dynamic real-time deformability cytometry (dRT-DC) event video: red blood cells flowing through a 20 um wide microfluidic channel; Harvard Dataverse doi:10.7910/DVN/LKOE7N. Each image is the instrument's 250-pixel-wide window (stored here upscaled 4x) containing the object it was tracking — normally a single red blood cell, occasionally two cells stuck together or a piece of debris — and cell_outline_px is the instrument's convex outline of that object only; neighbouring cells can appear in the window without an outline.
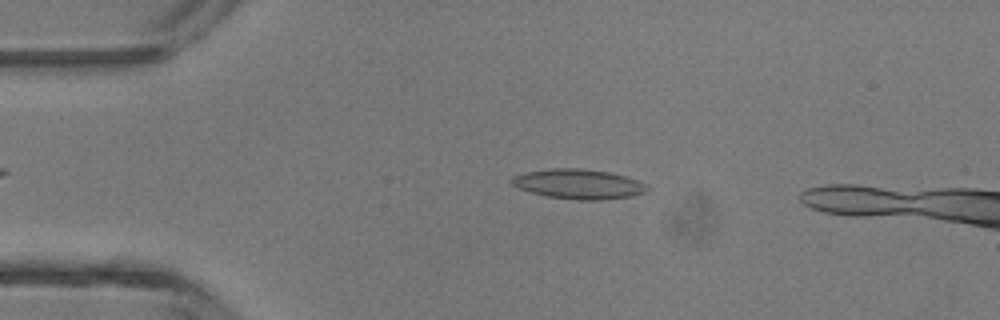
{"species": "common noctule bat (a hibernating species)", "species_latin": "Nyctalus noctula", "temperature_condition": "room temperature", "stored_images_in_passage": 39, "camera_frame_rate_fps": 3000, "um_per_image_px": 0.085, "animal": {"sex": "male", "body_mass_g": 13.3}, "frame": {"image": 1, "passage_image": 9, "time_ms": 2.667, "image_size_px": [1000, 320], "cell_outline_px": [[648, 188], [644, 192], [632, 196], [600, 200], [580, 200], [548, 196], [532, 192], [520, 188], [512, 184], [512, 176], [524, 172], [552, 168], [580, 168], [608, 172], [624, 176], [648, 184]], "centroid_in_image_um": [49.18, 15.64], "position_along_channel_um": 35.8, "area_um2": 23.24}}
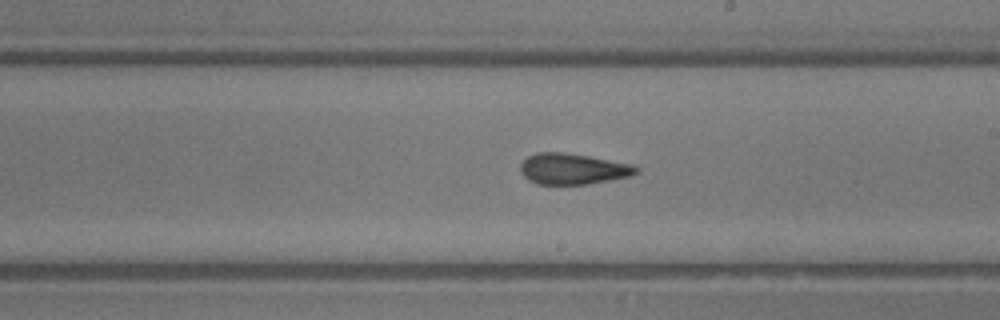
{"frame": {"image": 2, "passage_image": 25, "time_ms": 8.0, "image_size_px": [1000, 320], "cell_outline_px": [[640, 172], [628, 176], [588, 184], [540, 184], [528, 180], [520, 172], [520, 164], [528, 156], [536, 152], [564, 152], [588, 156], [632, 164], [640, 168]], "centroid_in_image_um": [48.68, 14.35], "position_along_channel_um": 240.3, "area_um2": 20.81}}
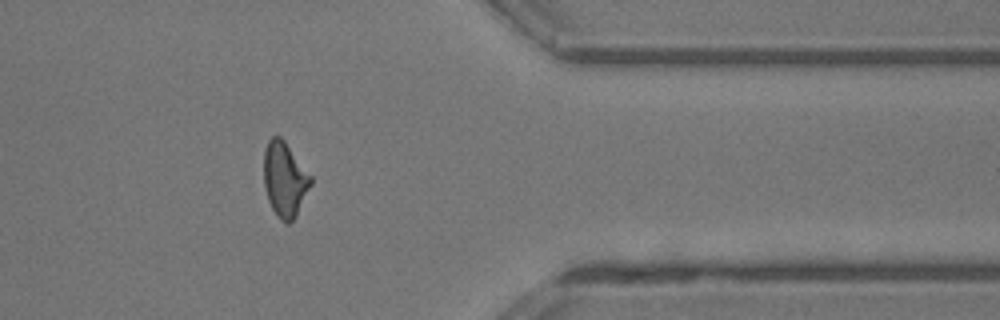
{"frame": {"image": 3, "passage_image": 36, "time_ms": 11.667, "image_size_px": [1000, 320], "cell_outline_px": [[312, 184], [296, 216], [288, 224], [280, 220], [276, 216], [268, 200], [264, 188], [264, 148], [268, 140], [272, 136], [280, 136], [284, 140], [312, 176]], "centroid_in_image_um": [24.2, 15.25], "position_along_channel_um": 387.2, "area_um2": 20.63}, "authors_computed_cell_mechanics": {"area_um2": 21.2126, "velocity_mm_per_s": 4.508, "shape_relaxation_time_tau1_ms": null, "shape_relaxation_time_tau2_ms": 2.1652, "deformation_change_tau1": null, "deformation_change_tau2": 0.1122}}